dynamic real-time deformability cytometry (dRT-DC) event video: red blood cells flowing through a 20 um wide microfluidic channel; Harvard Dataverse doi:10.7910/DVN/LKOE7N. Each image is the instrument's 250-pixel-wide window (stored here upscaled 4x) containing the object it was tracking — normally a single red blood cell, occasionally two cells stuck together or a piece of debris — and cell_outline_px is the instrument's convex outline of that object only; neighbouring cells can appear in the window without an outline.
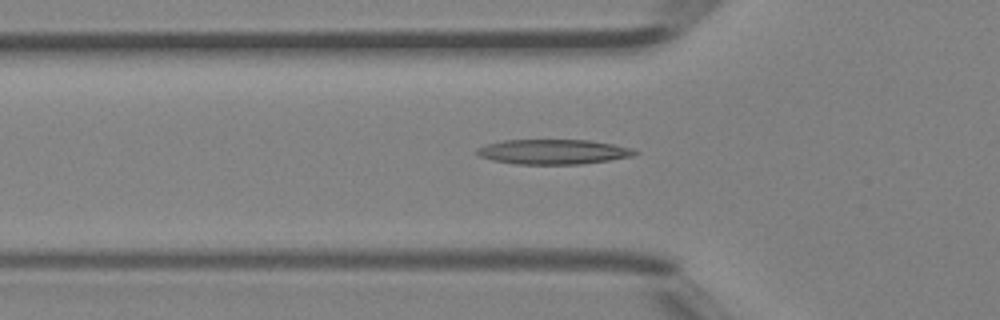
{"species": "Egyptian fruit bat (a non-hibernating species)", "species_latin": "Rousettus aegyptiacus", "temperature_condition": "room temperature", "stored_images_in_passage": 44, "camera_frame_rate_fps": 3000, "um_per_image_px": 0.085, "animal": {"sex": "female"}, "frame": {"image": 1, "passage_image": 16, "time_ms": 5.0, "image_size_px": [1000, 320], "cell_outline_px": [[640, 152], [632, 156], [608, 160], [580, 164], [516, 164], [492, 160], [476, 156], [476, 148], [488, 144], [504, 140], [588, 140], [612, 144], [632, 148]], "centroid_in_image_um": [46.99, 12.9], "position_along_channel_um": 78.8, "area_um2": 22.83}}
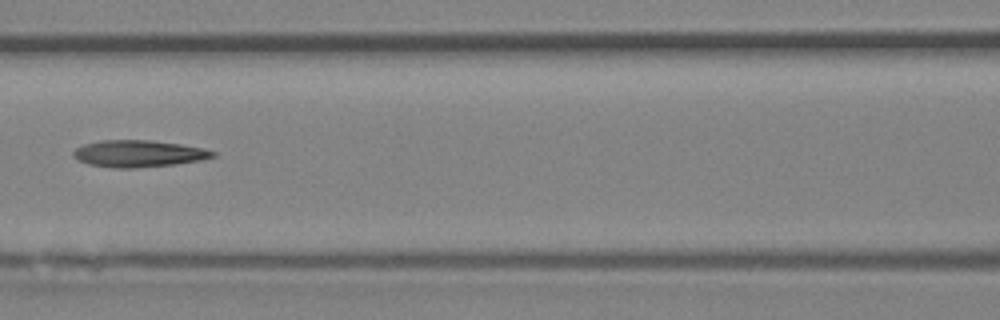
{"frame": {"image": 2, "passage_image": 21, "time_ms": 6.667, "image_size_px": [1000, 320], "cell_outline_px": [[216, 156], [200, 160], [176, 164], [136, 168], [112, 168], [88, 164], [72, 156], [72, 152], [76, 148], [84, 144], [100, 140], [152, 140], [180, 144], [204, 148], [216, 152]], "centroid_in_image_um": [11.77, 13.06], "position_along_channel_um": 154.8, "area_um2": 21.91}}
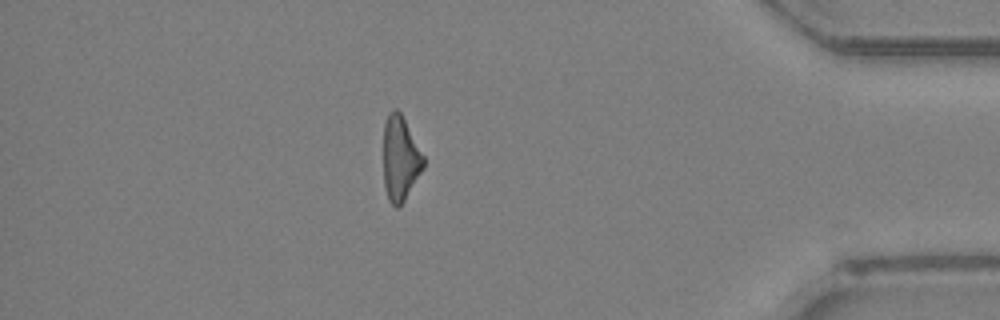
{"frame": {"image": 3, "passage_image": 40, "time_ms": 13.0, "image_size_px": [1000, 320], "cell_outline_px": [[424, 168], [404, 200], [396, 208], [388, 200], [384, 188], [384, 124], [388, 112], [392, 108], [396, 108], [400, 112], [424, 156]], "centroid_in_image_um": [34.01, 13.46], "position_along_channel_um": 401.2, "area_um2": 19.65}, "authors_computed_cell_mechanics": {"area_um2": 21.4727, "velocity_mm_per_s": 4.5483, "shape_relaxation_time_tau1_ms": null, "shape_relaxation_time_tau2_ms": 4.9913, "deformation_change_tau1": null, "deformation_change_tau2": 0.2119}}